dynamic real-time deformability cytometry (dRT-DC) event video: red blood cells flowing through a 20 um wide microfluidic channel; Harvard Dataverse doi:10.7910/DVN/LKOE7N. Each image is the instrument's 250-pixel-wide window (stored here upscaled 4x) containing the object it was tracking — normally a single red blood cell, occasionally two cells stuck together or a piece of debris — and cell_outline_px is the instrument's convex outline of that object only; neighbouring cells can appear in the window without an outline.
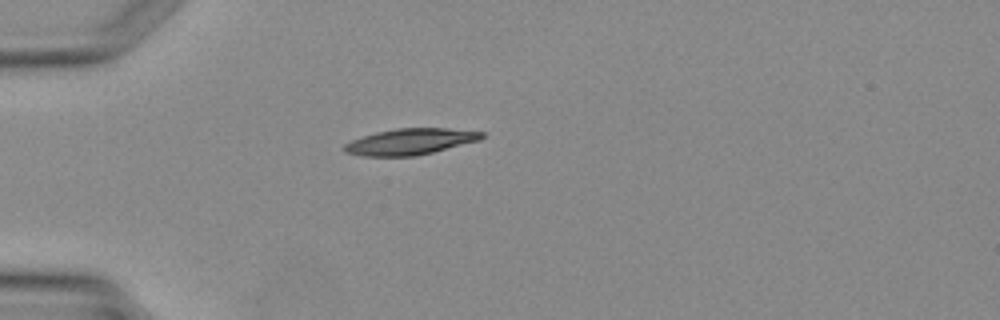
{"species": "Egyptian fruit bat (a non-hibernating species)", "species_latin": "Rousettus aegyptiacus", "temperature_condition": "warm", "stored_images_in_passage": 2, "camera_frame_rate_fps": 3000, "um_per_image_px": 0.085, "animal": {"sex": "female"}, "frame": {"image": 1, "passage_image": 2, "time_ms": 1.333, "image_size_px": [1000, 320], "cell_outline_px": [[484, 136], [480, 140], [416, 156], [364, 156], [348, 152], [344, 148], [344, 144], [352, 140], [376, 132], [396, 128], [448, 128], [484, 132]], "centroid_in_image_um": [34.9, 12.03], "position_along_channel_um": 50.1, "area_um2": 20.69}}